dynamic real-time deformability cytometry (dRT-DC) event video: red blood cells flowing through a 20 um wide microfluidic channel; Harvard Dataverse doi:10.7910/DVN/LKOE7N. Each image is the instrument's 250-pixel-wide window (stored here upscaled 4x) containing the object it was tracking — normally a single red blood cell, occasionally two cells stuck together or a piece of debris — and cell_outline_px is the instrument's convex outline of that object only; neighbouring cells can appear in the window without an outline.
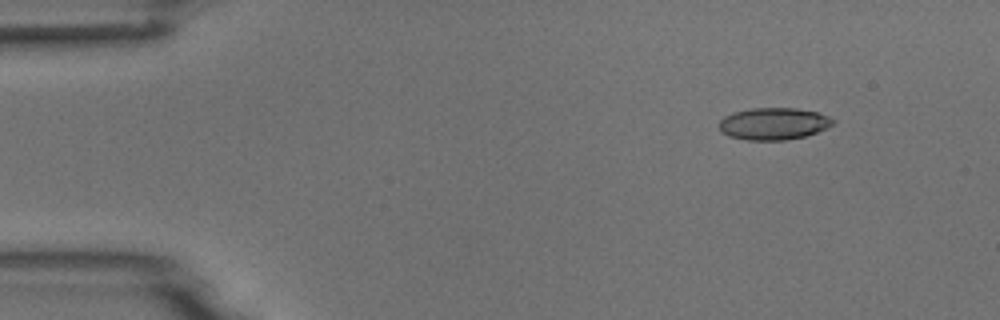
{"species": "common noctule bat (a hibernating species)", "species_latin": "Nyctalus noctula", "temperature_condition": "room temperature", "stored_images_in_passage": 9, "camera_frame_rate_fps": 3000, "um_per_image_px": 0.085, "animal": {"sex": "male", "body_mass_g": 18.8}, "frame": {"image": 1, "passage_image": 2, "time_ms": 1.333, "image_size_px": [1000, 320], "cell_outline_px": [[836, 120], [832, 124], [816, 132], [804, 136], [788, 140], [744, 140], [728, 136], [720, 132], [716, 124], [724, 116], [732, 112], [752, 108], [796, 108], [816, 112], [828, 116]], "centroid_in_image_um": [65.67, 10.52], "position_along_channel_um": 19.3, "area_um2": 21.44}}
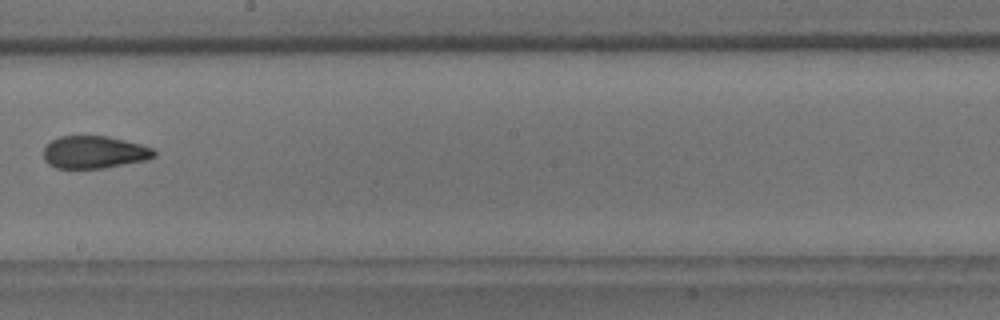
{"frame": {"image": 2, "passage_image": 9, "time_ms": 9.333, "image_size_px": [1000, 320], "cell_outline_px": [[156, 156], [148, 160], [104, 168], [56, 168], [48, 164], [44, 160], [44, 148], [52, 140], [60, 136], [108, 136], [140, 144], [152, 148], [156, 152]], "centroid_in_image_um": [8.03, 12.94], "position_along_channel_um": 240.2, "area_um2": 20.98}}